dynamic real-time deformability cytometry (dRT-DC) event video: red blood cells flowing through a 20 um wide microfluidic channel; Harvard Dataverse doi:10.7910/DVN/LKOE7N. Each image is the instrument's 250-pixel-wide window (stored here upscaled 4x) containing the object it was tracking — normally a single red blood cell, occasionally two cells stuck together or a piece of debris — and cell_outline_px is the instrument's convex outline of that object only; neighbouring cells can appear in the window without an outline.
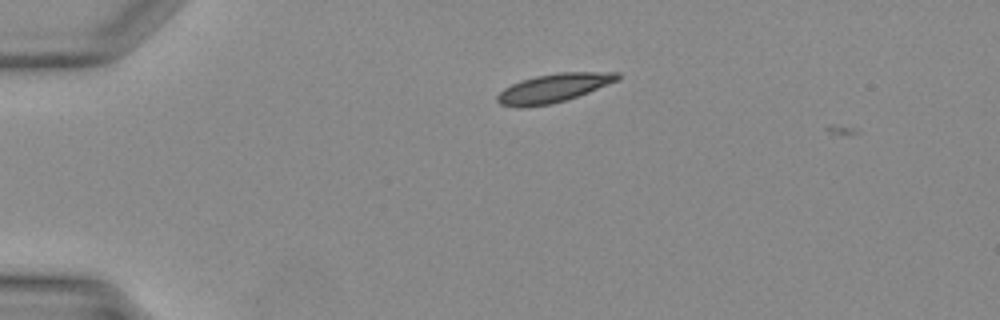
{"species": "Egyptian fruit bat (a non-hibernating species)", "species_latin": "Rousettus aegyptiacus", "temperature_condition": "warm", "stored_images_in_passage": 5, "camera_frame_rate_fps": 3000, "um_per_image_px": 0.085, "animal": {"sex": "female"}, "frame": {"image": 1, "passage_image": 4, "time_ms": 1.0, "image_size_px": [1000, 320], "cell_outline_px": [[620, 80], [588, 92], [552, 104], [524, 108], [516, 108], [500, 104], [496, 100], [496, 96], [504, 88], [520, 80], [536, 76], [556, 72], [620, 72]], "centroid_in_image_um": [47.03, 7.49], "position_along_channel_um": 38.0, "area_um2": 20.23}}